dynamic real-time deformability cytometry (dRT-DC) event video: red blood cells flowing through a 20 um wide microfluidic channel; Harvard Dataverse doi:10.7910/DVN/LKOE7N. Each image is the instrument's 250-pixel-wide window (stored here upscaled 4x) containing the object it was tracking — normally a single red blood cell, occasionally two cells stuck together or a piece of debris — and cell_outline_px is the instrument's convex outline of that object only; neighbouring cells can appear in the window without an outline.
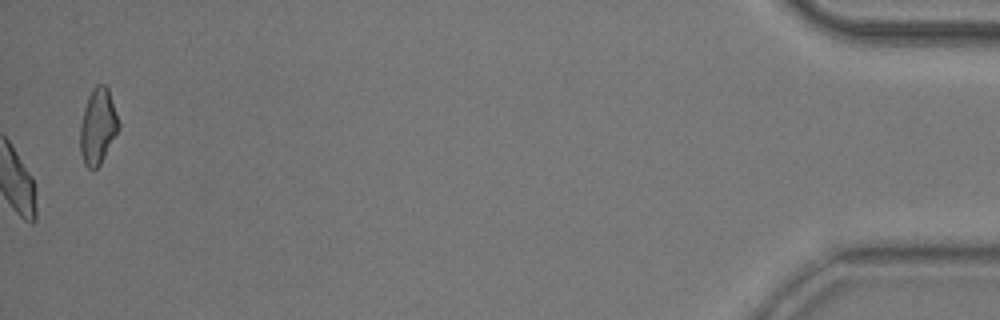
{"species": "common noctule bat (a hibernating species)", "species_latin": "Nyctalus noctula", "temperature_condition": "room temperature", "stored_images_in_passage": 52, "camera_frame_rate_fps": 3000, "um_per_image_px": 0.085, "animal": {"sex": "male", "body_mass_g": 20.5, "forearm_length_mm": 52.5}, "frame": {"image": 1, "passage_image": 52, "time_ms": 17.0, "image_size_px": [1000, 320], "cell_outline_px": [[120, 128], [100, 164], [96, 168], [88, 168], [84, 164], [80, 152], [80, 124], [84, 108], [88, 96], [96, 84], [104, 84], [108, 88], [120, 124]], "centroid_in_image_um": [8.31, 10.73], "position_along_channel_um": 426.9, "area_um2": 16.94}, "authors_computed_cell_mechanics": {"area_um2": 18.7272, "velocity_mm_per_s": 3.9189, "shape_relaxation_time_tau1_ms": 4.2492, "shape_relaxation_time_tau2_ms": 2.5333, "deformation_change_tau1": 0.11, "deformation_change_tau2": 0.1004}}